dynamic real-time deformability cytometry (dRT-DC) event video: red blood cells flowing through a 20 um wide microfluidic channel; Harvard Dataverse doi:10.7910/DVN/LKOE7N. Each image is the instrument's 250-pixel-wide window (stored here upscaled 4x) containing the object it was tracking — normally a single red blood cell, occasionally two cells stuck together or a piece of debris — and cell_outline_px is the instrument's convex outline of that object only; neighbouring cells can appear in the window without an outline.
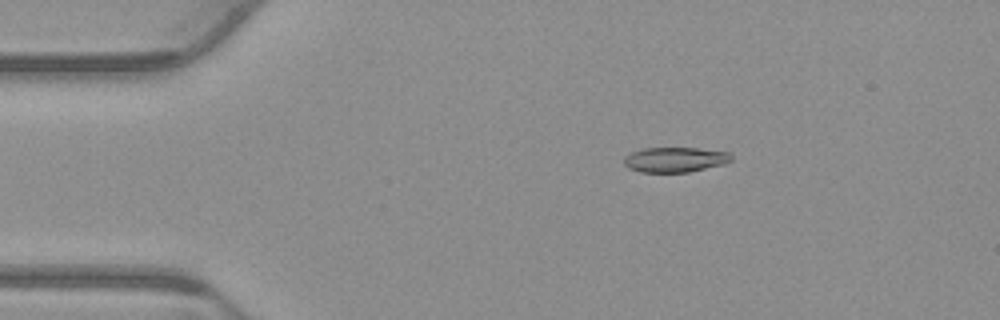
{"species": "common noctule bat (a hibernating species)", "species_latin": "Nyctalus noctula", "temperature_condition": "warm", "stored_images_in_passage": 54, "camera_frame_rate_fps": 3000, "um_per_image_px": 0.085, "animal": {"sex": "male", "body_mass_g": 23.1, "forearm_length_mm": 52.7}, "frame": {"image": 1, "passage_image": 10, "time_ms": 3.0, "image_size_px": [1000, 320], "cell_outline_px": [[732, 160], [724, 164], [688, 172], [640, 172], [628, 168], [624, 164], [624, 156], [632, 152], [644, 148], [696, 148], [728, 152], [732, 156]], "centroid_in_image_um": [57.36, 13.57], "position_along_channel_um": 27.6, "area_um2": 15.61}}
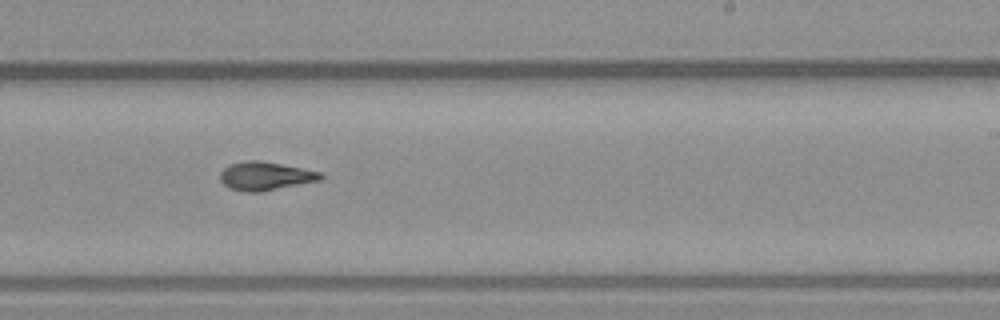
{"frame": {"image": 2, "passage_image": 33, "time_ms": 10.667, "image_size_px": [1000, 320], "cell_outline_px": [[324, 180], [260, 192], [244, 192], [228, 188], [220, 180], [220, 172], [224, 168], [232, 164], [248, 160], [260, 160], [304, 168], [320, 172], [324, 176]], "centroid_in_image_um": [22.59, 14.97], "position_along_channel_um": 266.4, "area_um2": 16.88}}
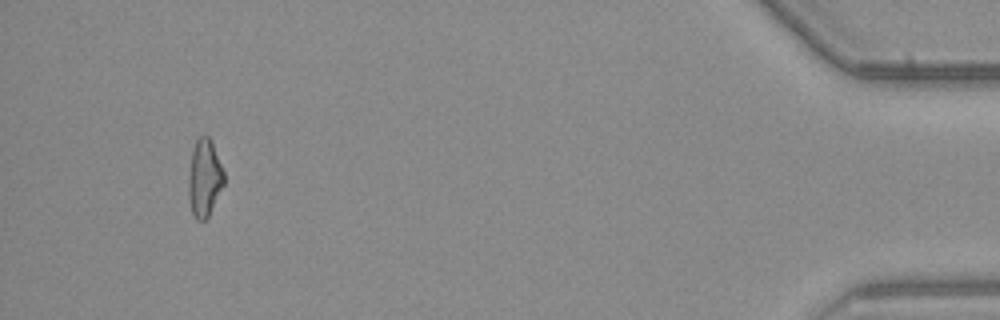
{"frame": {"image": 3, "passage_image": 51, "time_ms": 16.667, "image_size_px": [1000, 320], "cell_outline_px": [[224, 184], [208, 216], [204, 220], [196, 220], [192, 212], [188, 196], [188, 176], [192, 152], [196, 140], [200, 136], [208, 136], [212, 140], [224, 172]], "centroid_in_image_um": [17.37, 15.12], "position_along_channel_um": 417.8, "area_um2": 15.95}, "authors_computed_cell_mechanics": {"area_um2": 16.3863, "velocity_mm_per_s": 3.8626, "shape_relaxation_time_tau1_ms": 8.7042, "shape_relaxation_time_tau2_ms": 3.0377, "deformation_change_tau1": 0.2263, "deformation_change_tau2": 0.0851}}